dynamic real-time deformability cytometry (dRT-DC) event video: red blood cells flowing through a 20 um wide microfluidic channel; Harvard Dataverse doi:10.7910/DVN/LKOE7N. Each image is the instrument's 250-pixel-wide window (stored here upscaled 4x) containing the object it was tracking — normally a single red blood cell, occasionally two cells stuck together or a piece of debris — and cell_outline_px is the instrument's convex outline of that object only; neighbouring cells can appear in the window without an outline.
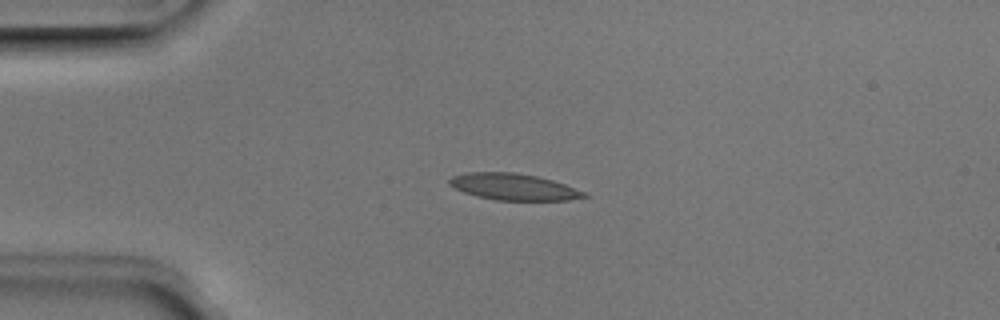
{"species": "Egyptian fruit bat (a non-hibernating species)", "species_latin": "Rousettus aegyptiacus", "temperature_condition": "room temperature", "stored_images_in_passage": 5, "camera_frame_rate_fps": 3000, "um_per_image_px": 0.085, "animal": {"sex": "male"}, "frame": {"image": 1, "passage_image": 4, "time_ms": 1.0, "image_size_px": [1000, 320], "cell_outline_px": [[588, 196], [568, 200], [496, 200], [476, 196], [464, 192], [448, 184], [448, 180], [452, 176], [464, 172], [512, 172], [536, 176], [552, 180], [588, 192]], "centroid_in_image_um": [43.65, 15.88], "position_along_channel_um": 41.4, "area_um2": 20.81}}